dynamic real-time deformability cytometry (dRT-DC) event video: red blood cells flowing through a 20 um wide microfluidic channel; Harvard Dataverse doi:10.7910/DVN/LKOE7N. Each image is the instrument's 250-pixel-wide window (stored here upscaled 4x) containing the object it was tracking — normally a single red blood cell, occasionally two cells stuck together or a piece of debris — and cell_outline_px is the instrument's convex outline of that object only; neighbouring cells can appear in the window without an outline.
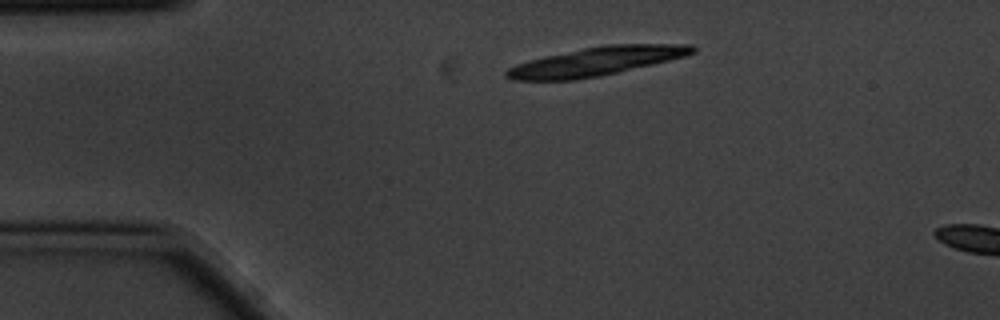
{"species": "common noctule bat (a hibernating species)", "species_latin": "Nyctalus noctula", "temperature_condition": "cold", "stored_images_in_passage": 2, "camera_frame_rate_fps": 3000, "um_per_image_px": 0.085, "animal": {"sex": "male", "body_mass_g": 20.1, "forearm_length_mm": 53.5}, "frame": {"image": 1, "passage_image": 1, "time_ms": 0.0, "image_size_px": [1000, 320], "cell_outline_px": [[696, 52], [684, 56], [652, 64], [600, 76], [576, 80], [512, 80], [504, 76], [504, 72], [508, 68], [516, 64], [528, 60], [544, 56], [604, 44], [692, 44], [696, 48]], "centroid_in_image_um": [50.65, 5.21], "position_along_channel_um": 34.4, "area_um2": 30.98}}